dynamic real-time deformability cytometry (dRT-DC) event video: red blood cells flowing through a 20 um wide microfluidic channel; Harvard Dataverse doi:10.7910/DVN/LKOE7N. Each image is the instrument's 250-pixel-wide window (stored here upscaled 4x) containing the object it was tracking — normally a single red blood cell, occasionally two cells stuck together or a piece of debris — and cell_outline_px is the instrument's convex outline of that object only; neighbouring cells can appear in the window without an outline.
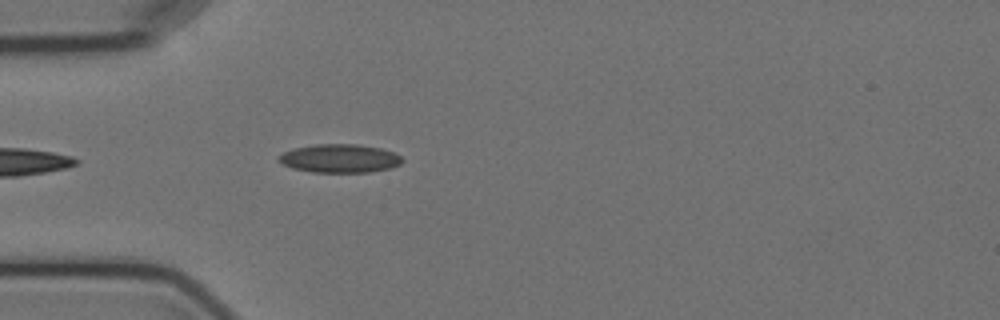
{"species": "Egyptian fruit bat (a non-hibernating species)", "species_latin": "Rousettus aegyptiacus", "temperature_condition": "cold", "stored_images_in_passage": 4, "camera_frame_rate_fps": 3000, "um_per_image_px": 0.085, "animal": {"sex": "female"}, "frame": {"image": 1, "passage_image": 4, "time_ms": 3.333, "image_size_px": [1000, 320], "cell_outline_px": [[404, 160], [400, 164], [392, 168], [368, 172], [312, 172], [292, 168], [276, 160], [284, 152], [296, 148], [316, 144], [356, 144], [380, 148], [392, 152], [400, 156]], "centroid_in_image_um": [28.89, 13.47], "position_along_channel_um": 56.1, "area_um2": 20.35}}